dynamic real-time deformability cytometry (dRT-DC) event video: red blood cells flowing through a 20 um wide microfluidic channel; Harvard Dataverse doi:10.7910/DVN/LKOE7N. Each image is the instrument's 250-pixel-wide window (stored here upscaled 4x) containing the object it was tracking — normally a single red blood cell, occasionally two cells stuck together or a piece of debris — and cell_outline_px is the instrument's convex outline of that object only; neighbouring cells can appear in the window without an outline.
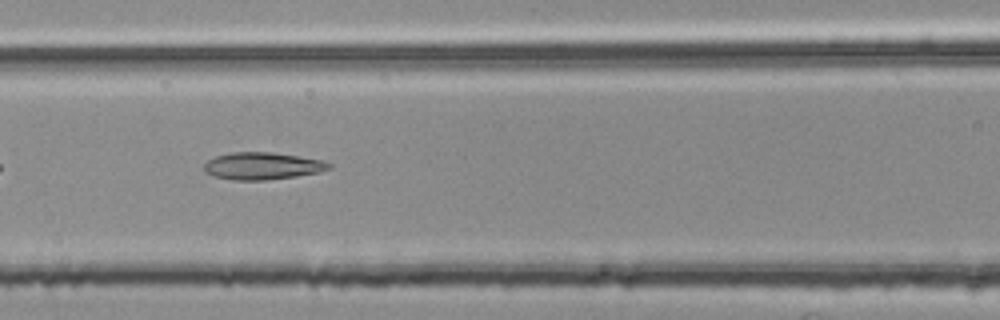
{"species": "common noctule bat (a hibernating species)", "species_latin": "Nyctalus noctula", "temperature_condition": "room temperature", "stored_images_in_passage": 37, "camera_frame_rate_fps": 3000, "um_per_image_px": 0.085, "animal": {"sex": "female", "body_mass_g": 25.1}, "frame": {"image": 1, "passage_image": 8, "time_ms": 2.333, "image_size_px": [1000, 320], "cell_outline_px": [[332, 168], [320, 172], [296, 176], [264, 180], [232, 180], [216, 176], [204, 172], [204, 164], [208, 160], [216, 156], [232, 152], [272, 152], [320, 160], [332, 164]], "centroid_in_image_um": [22.29, 14.11], "position_along_channel_um": 144.3, "area_um2": 19.65}}
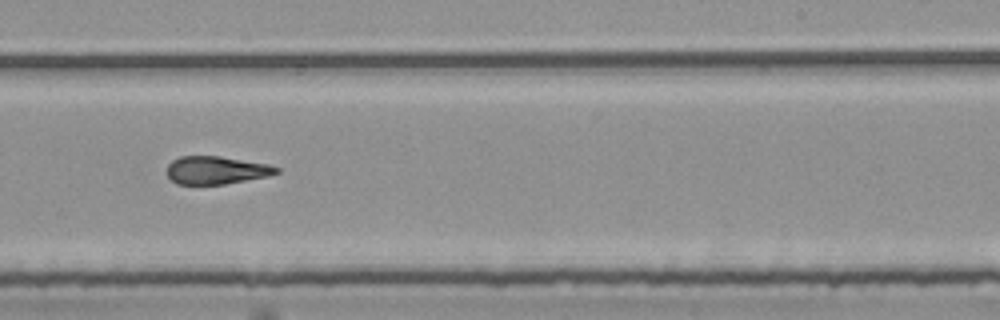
{"frame": {"image": 2, "passage_image": 18, "time_ms": 5.667, "image_size_px": [1000, 320], "cell_outline_px": [[280, 172], [268, 176], [224, 184], [176, 184], [168, 176], [168, 164], [172, 160], [180, 156], [220, 156], [268, 164], [280, 168]], "centroid_in_image_um": [18.39, 14.46], "position_along_channel_um": 270.6, "area_um2": 17.74}}
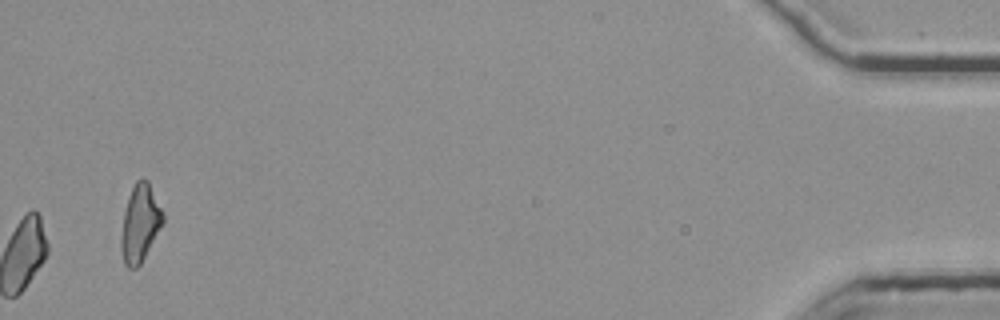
{"frame": {"image": 3, "passage_image": 37, "time_ms": 12.0, "image_size_px": [1000, 320], "cell_outline_px": [[164, 220], [140, 264], [136, 268], [128, 268], [124, 264], [120, 248], [120, 236], [124, 212], [128, 196], [136, 180], [140, 176], [144, 176], [148, 180], [164, 212]], "centroid_in_image_um": [11.89, 18.93], "position_along_channel_um": 423.3, "area_um2": 18.96}, "authors_computed_cell_mechanics": {"area_um2": 18.9584, "velocity_mm_per_s": 3.8091, "shape_relaxation_time_tau1_ms": null, "shape_relaxation_time_tau2_ms": 2.7539, "deformation_change_tau1": null, "deformation_change_tau2": 0.1402}}